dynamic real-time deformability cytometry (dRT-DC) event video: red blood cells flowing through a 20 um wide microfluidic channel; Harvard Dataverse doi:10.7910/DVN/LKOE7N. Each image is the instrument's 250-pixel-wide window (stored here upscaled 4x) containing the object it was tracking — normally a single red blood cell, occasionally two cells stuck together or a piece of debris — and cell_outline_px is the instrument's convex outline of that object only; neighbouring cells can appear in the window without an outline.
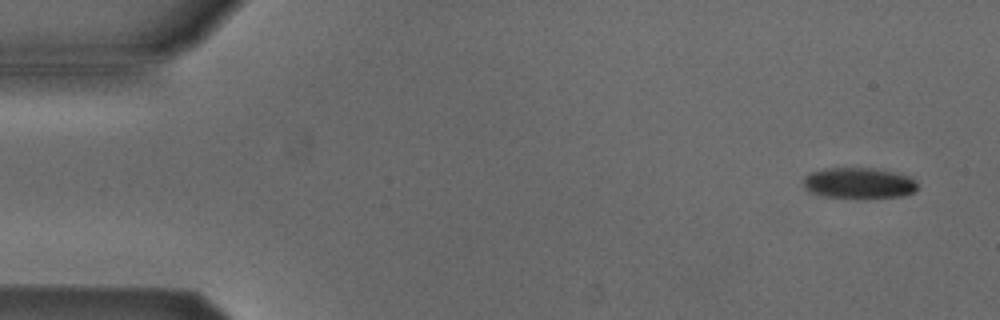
{"species": "Egyptian fruit bat (a non-hibernating species)", "species_latin": "Rousettus aegyptiacus", "temperature_condition": "cold", "stored_images_in_passage": 5, "camera_frame_rate_fps": 3000, "um_per_image_px": 0.085, "animal": {"sex": "male"}, "frame": {"image": 1, "passage_image": 1, "time_ms": 0.0, "image_size_px": [1000, 320], "cell_outline_px": [[916, 192], [904, 196], [864, 200], [856, 200], [820, 196], [812, 192], [804, 184], [804, 176], [812, 172], [824, 168], [876, 168], [896, 172], [912, 176], [916, 180]], "centroid_in_image_um": [73.07, 15.6], "position_along_channel_um": 11.9, "area_um2": 21.44}}
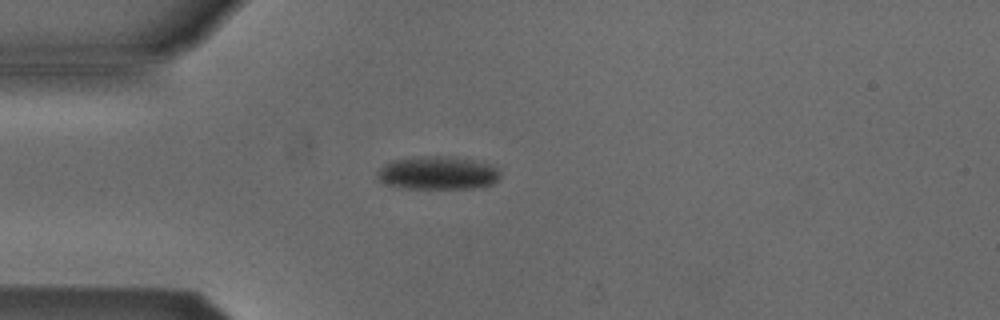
{"frame": {"image": 2, "passage_image": 4, "time_ms": 3.667, "image_size_px": [1000, 320], "cell_outline_px": [[500, 176], [492, 184], [468, 188], [404, 188], [384, 184], [376, 176], [376, 172], [384, 164], [392, 160], [416, 156], [448, 156], [472, 160], [492, 164], [500, 172]], "centroid_in_image_um": [37.16, 14.69], "position_along_channel_um": 47.8, "area_um2": 23.81}}